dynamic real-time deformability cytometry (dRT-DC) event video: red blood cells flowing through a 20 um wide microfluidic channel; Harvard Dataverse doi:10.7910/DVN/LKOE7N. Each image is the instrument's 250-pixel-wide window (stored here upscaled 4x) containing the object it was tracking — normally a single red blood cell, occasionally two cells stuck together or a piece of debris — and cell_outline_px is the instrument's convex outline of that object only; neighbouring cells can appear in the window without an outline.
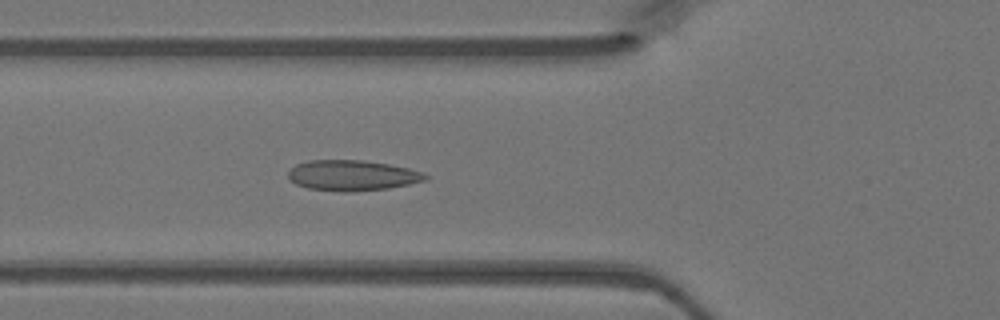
{"species": "Egyptian fruit bat (a non-hibernating species)", "species_latin": "Rousettus aegyptiacus", "temperature_condition": "warm", "stored_images_in_passage": 46, "camera_frame_rate_fps": 3000, "um_per_image_px": 0.085, "animal": {"sex": "female"}, "frame": {"image": 1, "passage_image": 16, "time_ms": 5.0, "image_size_px": [1000, 320], "cell_outline_px": [[428, 176], [424, 180], [408, 184], [388, 188], [352, 192], [344, 192], [308, 188], [296, 184], [288, 180], [288, 172], [296, 164], [308, 160], [360, 160], [388, 164], [408, 168], [424, 172]], "centroid_in_image_um": [29.9, 14.91], "position_along_channel_um": 95.9, "area_um2": 24.33}}
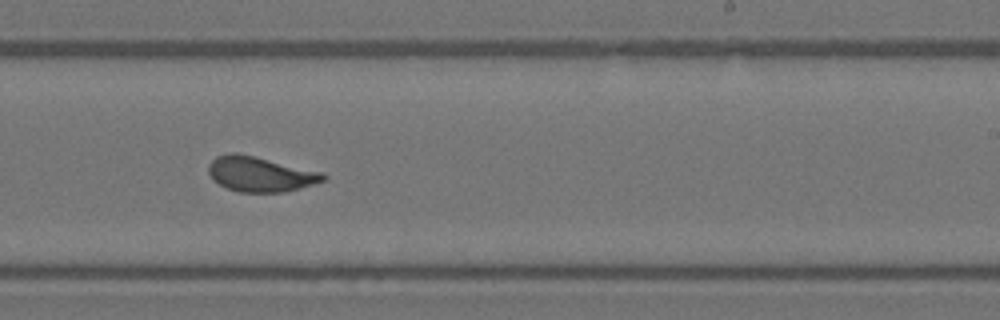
{"frame": {"image": 2, "passage_image": 28, "time_ms": 9.0, "image_size_px": [1000, 320], "cell_outline_px": [[328, 176], [324, 180], [312, 184], [284, 192], [240, 192], [228, 188], [212, 180], [208, 172], [208, 168], [212, 160], [216, 156], [228, 152], [236, 152], [324, 172]], "centroid_in_image_um": [22.11, 14.79], "position_along_channel_um": 266.9, "area_um2": 23.35}}
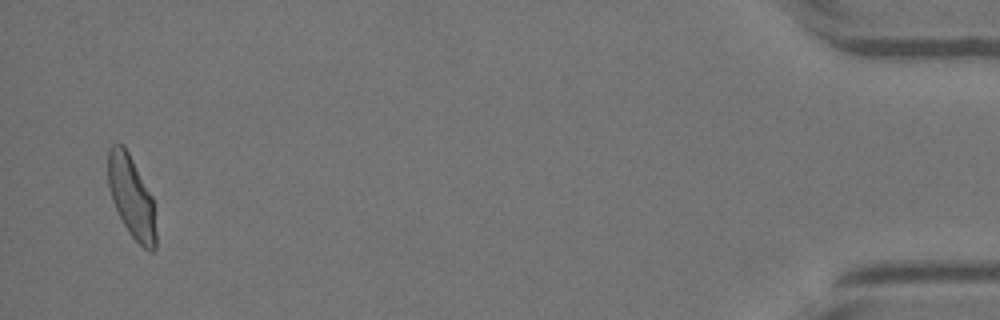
{"frame": {"image": 3, "passage_image": 45, "time_ms": 14.667, "image_size_px": [1000, 320], "cell_outline_px": [[156, 248], [152, 252], [148, 252], [128, 232], [112, 200], [108, 184], [108, 148], [112, 144], [124, 144], [152, 196], [156, 232]], "centroid_in_image_um": [11.18, 16.74], "position_along_channel_um": 424.0, "area_um2": 22.72}}